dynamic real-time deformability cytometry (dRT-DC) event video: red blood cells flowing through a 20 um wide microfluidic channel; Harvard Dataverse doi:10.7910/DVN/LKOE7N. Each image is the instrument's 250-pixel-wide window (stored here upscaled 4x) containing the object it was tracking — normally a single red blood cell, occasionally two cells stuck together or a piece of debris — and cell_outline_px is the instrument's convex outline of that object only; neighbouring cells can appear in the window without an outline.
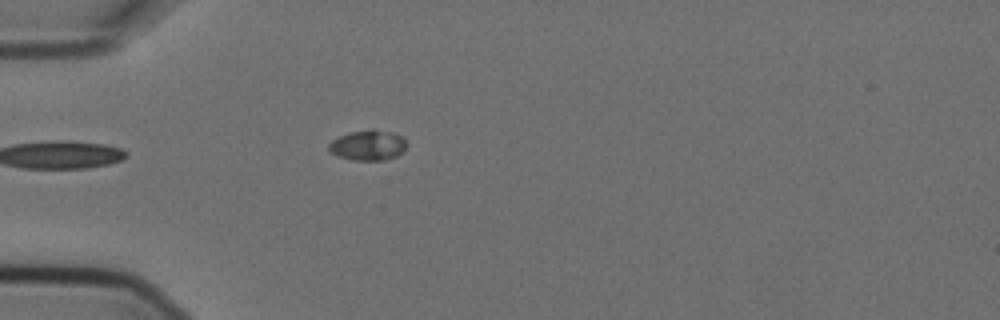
{"species": "Egyptian fruit bat (a non-hibernating species)", "species_latin": "Rousettus aegyptiacus", "temperature_condition": "cold", "stored_images_in_passage": 3, "camera_frame_rate_fps": 3000, "um_per_image_px": 0.085, "animal": {"sex": "female"}, "frame": {"image": 1, "passage_image": 3, "time_ms": 0.667, "image_size_px": [1000, 320], "cell_outline_px": [[404, 148], [396, 156], [384, 160], [352, 160], [336, 156], [328, 148], [328, 144], [332, 140], [340, 136], [352, 132], [372, 128], [392, 132], [400, 136], [404, 140]], "centroid_in_image_um": [31.23, 12.34], "position_along_channel_um": 53.8, "area_um2": 13.53}}